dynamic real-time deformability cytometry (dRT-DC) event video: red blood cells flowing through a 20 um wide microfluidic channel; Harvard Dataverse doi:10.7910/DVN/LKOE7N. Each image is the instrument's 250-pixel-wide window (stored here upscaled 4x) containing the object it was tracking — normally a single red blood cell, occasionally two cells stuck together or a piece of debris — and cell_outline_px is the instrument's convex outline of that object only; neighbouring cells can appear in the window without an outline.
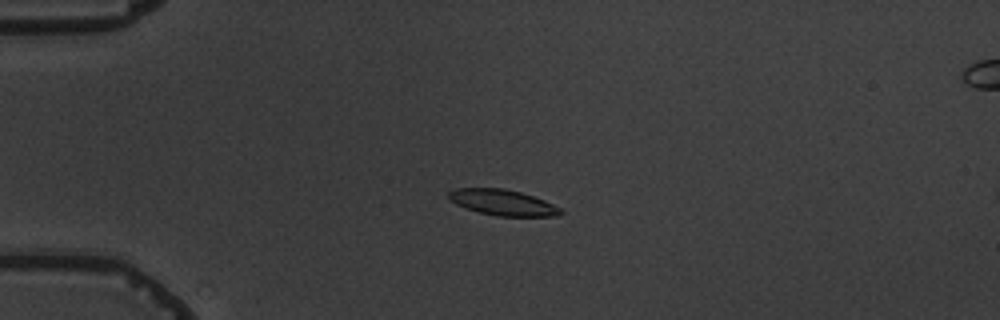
{"species": "common noctule bat (a hibernating species)", "species_latin": "Nyctalus noctula", "temperature_condition": "warm", "stored_images_in_passage": 6, "camera_frame_rate_fps": 3000, "um_per_image_px": 0.085, "animal": {"sex": "male", "body_mass_g": 19.5, "forearm_length_mm": 54.6}, "frame": {"image": 1, "passage_image": 4, "time_ms": 4.333, "image_size_px": [1000, 320], "cell_outline_px": [[564, 212], [556, 216], [496, 216], [480, 212], [456, 204], [448, 196], [448, 192], [456, 188], [504, 188], [520, 192], [544, 200], [560, 208]], "centroid_in_image_um": [42.74, 17.21], "position_along_channel_um": 42.3, "area_um2": 16.59}}